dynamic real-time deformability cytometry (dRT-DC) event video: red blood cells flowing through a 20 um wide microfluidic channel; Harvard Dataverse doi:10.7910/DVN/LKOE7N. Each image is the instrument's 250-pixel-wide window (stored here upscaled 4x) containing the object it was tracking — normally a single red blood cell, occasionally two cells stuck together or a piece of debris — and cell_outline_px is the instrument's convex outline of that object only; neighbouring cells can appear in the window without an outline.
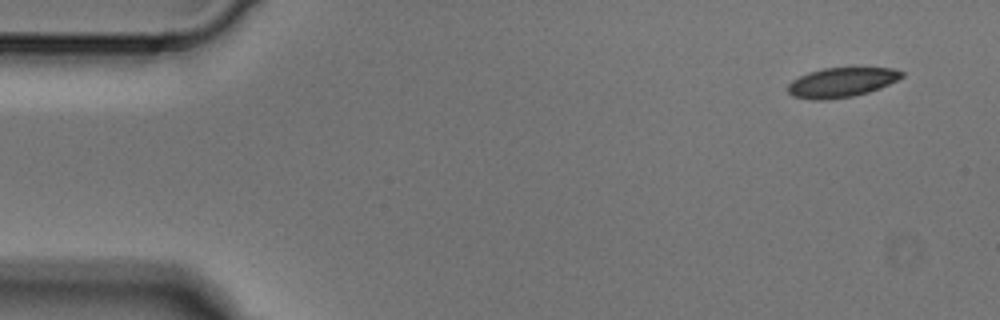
{"species": "Egyptian fruit bat (a non-hibernating species)", "species_latin": "Rousettus aegyptiacus", "temperature_condition": "cold", "stored_images_in_passage": 4, "camera_frame_rate_fps": 3000, "um_per_image_px": 0.085, "animal": {"sex": "male"}, "frame": {"image": 1, "passage_image": 1, "time_ms": 0.0, "image_size_px": [1000, 320], "cell_outline_px": [[904, 76], [880, 88], [868, 92], [852, 96], [824, 100], [812, 100], [792, 96], [788, 92], [788, 84], [792, 80], [808, 72], [824, 68], [856, 64], [892, 68], [904, 72]], "centroid_in_image_um": [71.57, 6.94], "position_along_channel_um": 13.4, "area_um2": 20.52}}
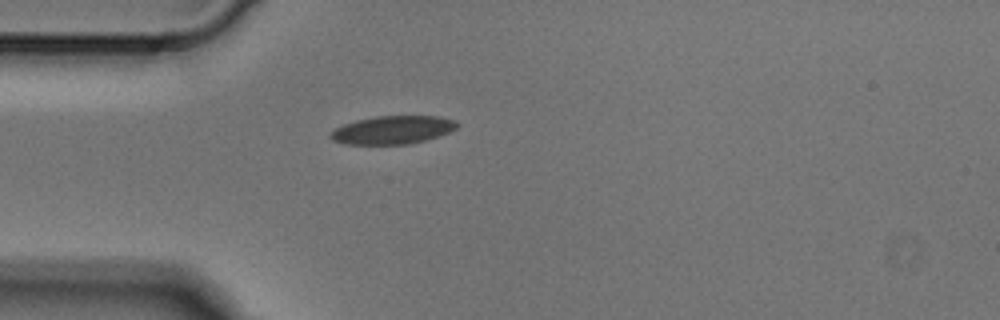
{"frame": {"image": 2, "passage_image": 4, "time_ms": 1.0, "image_size_px": [1000, 320], "cell_outline_px": [[460, 124], [456, 128], [440, 136], [408, 144], [344, 144], [332, 140], [328, 136], [336, 128], [344, 124], [356, 120], [376, 116], [436, 116], [456, 120]], "centroid_in_image_um": [33.38, 11.04], "position_along_channel_um": 51.6, "area_um2": 20.75}}